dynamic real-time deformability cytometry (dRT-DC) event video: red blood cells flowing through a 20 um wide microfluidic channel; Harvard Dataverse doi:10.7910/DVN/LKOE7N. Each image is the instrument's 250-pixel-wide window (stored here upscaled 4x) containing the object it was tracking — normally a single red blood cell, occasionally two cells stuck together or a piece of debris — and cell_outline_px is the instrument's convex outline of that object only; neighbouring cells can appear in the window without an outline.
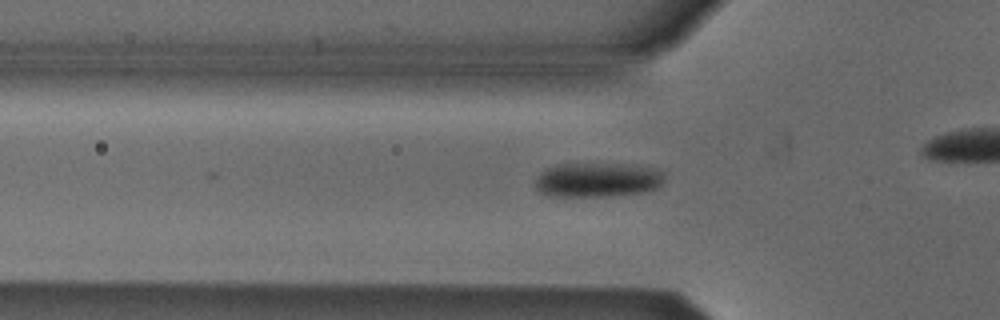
{"species": "Egyptian fruit bat (a non-hibernating species)", "species_latin": "Rousettus aegyptiacus", "temperature_condition": "cold", "stored_images_in_passage": 28, "camera_frame_rate_fps": 3000, "um_per_image_px": 0.085, "animal": {"sex": "male"}, "frame": {"image": 1, "passage_image": 3, "time_ms": 0.667, "image_size_px": [1000, 320], "cell_outline_px": [[664, 184], [656, 188], [640, 192], [612, 196], [548, 196], [540, 192], [536, 188], [536, 180], [540, 172], [544, 168], [556, 164], [620, 164], [656, 168], [664, 172]], "centroid_in_image_um": [50.78, 15.28], "position_along_channel_um": 75.0, "area_um2": 26.07}}
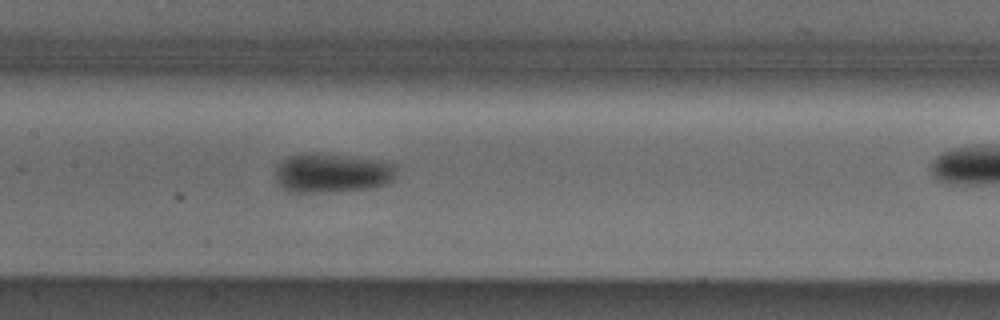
{"frame": {"image": 2, "passage_image": 11, "time_ms": 3.333, "image_size_px": [1000, 320], "cell_outline_px": [[396, 172], [392, 180], [384, 184], [368, 188], [328, 192], [288, 192], [276, 180], [276, 164], [288, 156], [296, 152], [304, 152], [368, 160], [396, 164]], "centroid_in_image_um": [28.13, 14.72], "position_along_channel_um": 179.3, "area_um2": 27.17}}
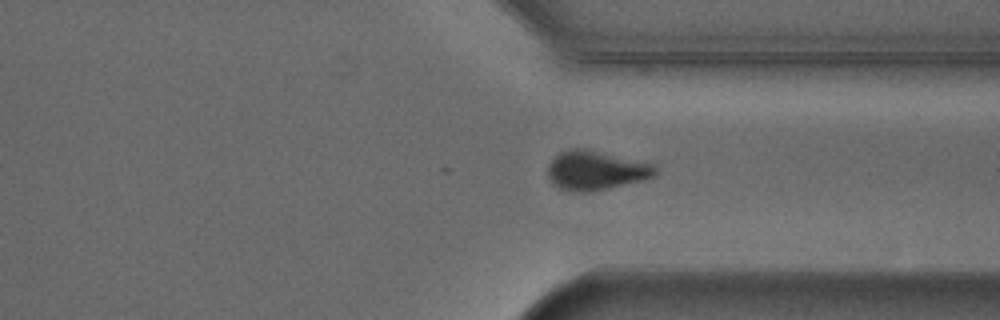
{"frame": {"image": 3, "passage_image": 25, "time_ms": 8.0, "image_size_px": [1000, 320], "cell_outline_px": [[656, 172], [652, 176], [640, 180], [608, 188], [588, 192], [576, 192], [560, 188], [552, 184], [548, 176], [548, 168], [552, 160], [560, 152], [568, 148], [584, 148], [652, 160], [656, 164]], "centroid_in_image_um": [50.71, 14.44], "position_along_channel_um": 360.7, "area_um2": 25.14}}